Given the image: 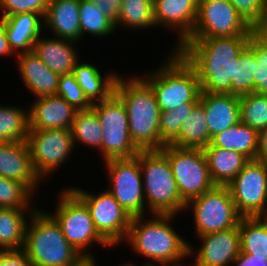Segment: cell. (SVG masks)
<instances>
[{
  "label": "cell",
  "mask_w": 267,
  "mask_h": 266,
  "mask_svg": "<svg viewBox=\"0 0 267 266\" xmlns=\"http://www.w3.org/2000/svg\"><path fill=\"white\" fill-rule=\"evenodd\" d=\"M254 28L229 0H198V15L188 38L251 36Z\"/></svg>",
  "instance_id": "14"
},
{
  "label": "cell",
  "mask_w": 267,
  "mask_h": 266,
  "mask_svg": "<svg viewBox=\"0 0 267 266\" xmlns=\"http://www.w3.org/2000/svg\"><path fill=\"white\" fill-rule=\"evenodd\" d=\"M240 121L260 131L267 127V95L254 92L239 97Z\"/></svg>",
  "instance_id": "37"
},
{
  "label": "cell",
  "mask_w": 267,
  "mask_h": 266,
  "mask_svg": "<svg viewBox=\"0 0 267 266\" xmlns=\"http://www.w3.org/2000/svg\"><path fill=\"white\" fill-rule=\"evenodd\" d=\"M99 68L96 63L84 62L82 59L76 63L73 70L77 83L92 104L104 101L114 93L115 82L120 74L117 70L108 72Z\"/></svg>",
  "instance_id": "25"
},
{
  "label": "cell",
  "mask_w": 267,
  "mask_h": 266,
  "mask_svg": "<svg viewBox=\"0 0 267 266\" xmlns=\"http://www.w3.org/2000/svg\"><path fill=\"white\" fill-rule=\"evenodd\" d=\"M199 103L206 113L210 138L240 122L239 97L231 94L200 92Z\"/></svg>",
  "instance_id": "23"
},
{
  "label": "cell",
  "mask_w": 267,
  "mask_h": 266,
  "mask_svg": "<svg viewBox=\"0 0 267 266\" xmlns=\"http://www.w3.org/2000/svg\"><path fill=\"white\" fill-rule=\"evenodd\" d=\"M55 211L48 213L57 221L67 241L80 253H95L94 245L113 248L96 230L86 204L68 187L58 192ZM92 247V248H91Z\"/></svg>",
  "instance_id": "7"
},
{
  "label": "cell",
  "mask_w": 267,
  "mask_h": 266,
  "mask_svg": "<svg viewBox=\"0 0 267 266\" xmlns=\"http://www.w3.org/2000/svg\"><path fill=\"white\" fill-rule=\"evenodd\" d=\"M81 43L84 37H94L102 40L117 33L115 24L93 5L90 0H80ZM89 36H86V35Z\"/></svg>",
  "instance_id": "34"
},
{
  "label": "cell",
  "mask_w": 267,
  "mask_h": 266,
  "mask_svg": "<svg viewBox=\"0 0 267 266\" xmlns=\"http://www.w3.org/2000/svg\"><path fill=\"white\" fill-rule=\"evenodd\" d=\"M177 217L170 214L132 217L123 244L126 242L125 246L128 244L133 254L146 259L142 266L187 265L189 240L174 228Z\"/></svg>",
  "instance_id": "2"
},
{
  "label": "cell",
  "mask_w": 267,
  "mask_h": 266,
  "mask_svg": "<svg viewBox=\"0 0 267 266\" xmlns=\"http://www.w3.org/2000/svg\"><path fill=\"white\" fill-rule=\"evenodd\" d=\"M5 33L15 55L33 51L34 43L44 33L43 17L25 12L4 18Z\"/></svg>",
  "instance_id": "24"
},
{
  "label": "cell",
  "mask_w": 267,
  "mask_h": 266,
  "mask_svg": "<svg viewBox=\"0 0 267 266\" xmlns=\"http://www.w3.org/2000/svg\"><path fill=\"white\" fill-rule=\"evenodd\" d=\"M233 266H267V259H259L252 255H240Z\"/></svg>",
  "instance_id": "48"
},
{
  "label": "cell",
  "mask_w": 267,
  "mask_h": 266,
  "mask_svg": "<svg viewBox=\"0 0 267 266\" xmlns=\"http://www.w3.org/2000/svg\"><path fill=\"white\" fill-rule=\"evenodd\" d=\"M211 144L214 147L229 151L235 150L249 160H256L258 131L240 121L225 131L216 134L211 139Z\"/></svg>",
  "instance_id": "27"
},
{
  "label": "cell",
  "mask_w": 267,
  "mask_h": 266,
  "mask_svg": "<svg viewBox=\"0 0 267 266\" xmlns=\"http://www.w3.org/2000/svg\"><path fill=\"white\" fill-rule=\"evenodd\" d=\"M124 74V75H123ZM119 74L114 94L123 102L128 114L129 134L139 150H161L160 107L150 85L138 74Z\"/></svg>",
  "instance_id": "3"
},
{
  "label": "cell",
  "mask_w": 267,
  "mask_h": 266,
  "mask_svg": "<svg viewBox=\"0 0 267 266\" xmlns=\"http://www.w3.org/2000/svg\"><path fill=\"white\" fill-rule=\"evenodd\" d=\"M139 165L146 201V215L181 216L186 203L181 199L170 162L165 154L161 150H140Z\"/></svg>",
  "instance_id": "6"
},
{
  "label": "cell",
  "mask_w": 267,
  "mask_h": 266,
  "mask_svg": "<svg viewBox=\"0 0 267 266\" xmlns=\"http://www.w3.org/2000/svg\"><path fill=\"white\" fill-rule=\"evenodd\" d=\"M14 63L20 81L34 98L56 95L60 75L52 72L33 51L16 55Z\"/></svg>",
  "instance_id": "20"
},
{
  "label": "cell",
  "mask_w": 267,
  "mask_h": 266,
  "mask_svg": "<svg viewBox=\"0 0 267 266\" xmlns=\"http://www.w3.org/2000/svg\"><path fill=\"white\" fill-rule=\"evenodd\" d=\"M17 105L0 104V142L27 141L29 108Z\"/></svg>",
  "instance_id": "33"
},
{
  "label": "cell",
  "mask_w": 267,
  "mask_h": 266,
  "mask_svg": "<svg viewBox=\"0 0 267 266\" xmlns=\"http://www.w3.org/2000/svg\"><path fill=\"white\" fill-rule=\"evenodd\" d=\"M49 0H0V16L33 12L45 17Z\"/></svg>",
  "instance_id": "42"
},
{
  "label": "cell",
  "mask_w": 267,
  "mask_h": 266,
  "mask_svg": "<svg viewBox=\"0 0 267 266\" xmlns=\"http://www.w3.org/2000/svg\"><path fill=\"white\" fill-rule=\"evenodd\" d=\"M164 57L152 70L138 71L152 88L160 110H174L183 103H199L201 89L195 70L177 51Z\"/></svg>",
  "instance_id": "4"
},
{
  "label": "cell",
  "mask_w": 267,
  "mask_h": 266,
  "mask_svg": "<svg viewBox=\"0 0 267 266\" xmlns=\"http://www.w3.org/2000/svg\"><path fill=\"white\" fill-rule=\"evenodd\" d=\"M153 7V0H123L115 24L116 30L119 31L120 28L127 29V32L153 30L156 28Z\"/></svg>",
  "instance_id": "29"
},
{
  "label": "cell",
  "mask_w": 267,
  "mask_h": 266,
  "mask_svg": "<svg viewBox=\"0 0 267 266\" xmlns=\"http://www.w3.org/2000/svg\"><path fill=\"white\" fill-rule=\"evenodd\" d=\"M239 234L240 255L267 259V222L262 217H242Z\"/></svg>",
  "instance_id": "32"
},
{
  "label": "cell",
  "mask_w": 267,
  "mask_h": 266,
  "mask_svg": "<svg viewBox=\"0 0 267 266\" xmlns=\"http://www.w3.org/2000/svg\"><path fill=\"white\" fill-rule=\"evenodd\" d=\"M35 209L1 208L0 250L22 249L28 220Z\"/></svg>",
  "instance_id": "28"
},
{
  "label": "cell",
  "mask_w": 267,
  "mask_h": 266,
  "mask_svg": "<svg viewBox=\"0 0 267 266\" xmlns=\"http://www.w3.org/2000/svg\"><path fill=\"white\" fill-rule=\"evenodd\" d=\"M103 129L100 160L134 158L139 149L129 134L128 114L123 102L113 93L108 99L92 104Z\"/></svg>",
  "instance_id": "9"
},
{
  "label": "cell",
  "mask_w": 267,
  "mask_h": 266,
  "mask_svg": "<svg viewBox=\"0 0 267 266\" xmlns=\"http://www.w3.org/2000/svg\"><path fill=\"white\" fill-rule=\"evenodd\" d=\"M35 198L36 196L24 184L0 177L1 208L36 209Z\"/></svg>",
  "instance_id": "38"
},
{
  "label": "cell",
  "mask_w": 267,
  "mask_h": 266,
  "mask_svg": "<svg viewBox=\"0 0 267 266\" xmlns=\"http://www.w3.org/2000/svg\"><path fill=\"white\" fill-rule=\"evenodd\" d=\"M153 6L156 28L162 27L172 35L176 34L175 44L172 43L169 52L176 51L192 34L198 15V0H153Z\"/></svg>",
  "instance_id": "17"
},
{
  "label": "cell",
  "mask_w": 267,
  "mask_h": 266,
  "mask_svg": "<svg viewBox=\"0 0 267 266\" xmlns=\"http://www.w3.org/2000/svg\"><path fill=\"white\" fill-rule=\"evenodd\" d=\"M255 64H258L255 49L248 43L235 60V79L232 80L231 95L240 97L253 92Z\"/></svg>",
  "instance_id": "35"
},
{
  "label": "cell",
  "mask_w": 267,
  "mask_h": 266,
  "mask_svg": "<svg viewBox=\"0 0 267 266\" xmlns=\"http://www.w3.org/2000/svg\"><path fill=\"white\" fill-rule=\"evenodd\" d=\"M210 143L206 113L203 106L198 103L183 122L178 137L170 145L204 149Z\"/></svg>",
  "instance_id": "30"
},
{
  "label": "cell",
  "mask_w": 267,
  "mask_h": 266,
  "mask_svg": "<svg viewBox=\"0 0 267 266\" xmlns=\"http://www.w3.org/2000/svg\"><path fill=\"white\" fill-rule=\"evenodd\" d=\"M107 174V190L131 216L146 215L139 153L134 158L108 159L103 161Z\"/></svg>",
  "instance_id": "13"
},
{
  "label": "cell",
  "mask_w": 267,
  "mask_h": 266,
  "mask_svg": "<svg viewBox=\"0 0 267 266\" xmlns=\"http://www.w3.org/2000/svg\"><path fill=\"white\" fill-rule=\"evenodd\" d=\"M26 142L34 170L44 183L76 154L70 129L29 130Z\"/></svg>",
  "instance_id": "10"
},
{
  "label": "cell",
  "mask_w": 267,
  "mask_h": 266,
  "mask_svg": "<svg viewBox=\"0 0 267 266\" xmlns=\"http://www.w3.org/2000/svg\"><path fill=\"white\" fill-rule=\"evenodd\" d=\"M80 0H49L44 21V30L54 37L81 44Z\"/></svg>",
  "instance_id": "22"
},
{
  "label": "cell",
  "mask_w": 267,
  "mask_h": 266,
  "mask_svg": "<svg viewBox=\"0 0 267 266\" xmlns=\"http://www.w3.org/2000/svg\"><path fill=\"white\" fill-rule=\"evenodd\" d=\"M56 95L61 96L77 110H87L92 107V103L85 96L73 73L60 75Z\"/></svg>",
  "instance_id": "40"
},
{
  "label": "cell",
  "mask_w": 267,
  "mask_h": 266,
  "mask_svg": "<svg viewBox=\"0 0 267 266\" xmlns=\"http://www.w3.org/2000/svg\"><path fill=\"white\" fill-rule=\"evenodd\" d=\"M256 160L267 162V127L258 131Z\"/></svg>",
  "instance_id": "46"
},
{
  "label": "cell",
  "mask_w": 267,
  "mask_h": 266,
  "mask_svg": "<svg viewBox=\"0 0 267 266\" xmlns=\"http://www.w3.org/2000/svg\"><path fill=\"white\" fill-rule=\"evenodd\" d=\"M68 186L88 207L98 233L114 248L125 241L132 217L116 201L112 194L103 188L100 192Z\"/></svg>",
  "instance_id": "11"
},
{
  "label": "cell",
  "mask_w": 267,
  "mask_h": 266,
  "mask_svg": "<svg viewBox=\"0 0 267 266\" xmlns=\"http://www.w3.org/2000/svg\"><path fill=\"white\" fill-rule=\"evenodd\" d=\"M37 206L28 220L23 247L31 266H67L80 252L67 241L48 211Z\"/></svg>",
  "instance_id": "5"
},
{
  "label": "cell",
  "mask_w": 267,
  "mask_h": 266,
  "mask_svg": "<svg viewBox=\"0 0 267 266\" xmlns=\"http://www.w3.org/2000/svg\"><path fill=\"white\" fill-rule=\"evenodd\" d=\"M0 266H31V261L23 248L0 250Z\"/></svg>",
  "instance_id": "43"
},
{
  "label": "cell",
  "mask_w": 267,
  "mask_h": 266,
  "mask_svg": "<svg viewBox=\"0 0 267 266\" xmlns=\"http://www.w3.org/2000/svg\"><path fill=\"white\" fill-rule=\"evenodd\" d=\"M114 266H137V262H135L134 260H130V261L128 260V261L122 262V264L120 263L119 265H114Z\"/></svg>",
  "instance_id": "49"
},
{
  "label": "cell",
  "mask_w": 267,
  "mask_h": 266,
  "mask_svg": "<svg viewBox=\"0 0 267 266\" xmlns=\"http://www.w3.org/2000/svg\"><path fill=\"white\" fill-rule=\"evenodd\" d=\"M194 238L199 247L189 242V266H232L240 256L239 225Z\"/></svg>",
  "instance_id": "16"
},
{
  "label": "cell",
  "mask_w": 267,
  "mask_h": 266,
  "mask_svg": "<svg viewBox=\"0 0 267 266\" xmlns=\"http://www.w3.org/2000/svg\"><path fill=\"white\" fill-rule=\"evenodd\" d=\"M70 130L76 149H78L77 147L85 145L84 147L86 150L90 148L94 149L100 157L103 129L96 112L92 108L78 110ZM78 144L81 145L79 146Z\"/></svg>",
  "instance_id": "31"
},
{
  "label": "cell",
  "mask_w": 267,
  "mask_h": 266,
  "mask_svg": "<svg viewBox=\"0 0 267 266\" xmlns=\"http://www.w3.org/2000/svg\"><path fill=\"white\" fill-rule=\"evenodd\" d=\"M30 103L29 130L70 129L78 111L58 95L34 98Z\"/></svg>",
  "instance_id": "19"
},
{
  "label": "cell",
  "mask_w": 267,
  "mask_h": 266,
  "mask_svg": "<svg viewBox=\"0 0 267 266\" xmlns=\"http://www.w3.org/2000/svg\"><path fill=\"white\" fill-rule=\"evenodd\" d=\"M95 253H80L71 263L67 266H99L98 258ZM97 259V260H96Z\"/></svg>",
  "instance_id": "47"
},
{
  "label": "cell",
  "mask_w": 267,
  "mask_h": 266,
  "mask_svg": "<svg viewBox=\"0 0 267 266\" xmlns=\"http://www.w3.org/2000/svg\"><path fill=\"white\" fill-rule=\"evenodd\" d=\"M262 218L267 222V215L262 216Z\"/></svg>",
  "instance_id": "50"
},
{
  "label": "cell",
  "mask_w": 267,
  "mask_h": 266,
  "mask_svg": "<svg viewBox=\"0 0 267 266\" xmlns=\"http://www.w3.org/2000/svg\"><path fill=\"white\" fill-rule=\"evenodd\" d=\"M254 29L267 28V0H229Z\"/></svg>",
  "instance_id": "41"
},
{
  "label": "cell",
  "mask_w": 267,
  "mask_h": 266,
  "mask_svg": "<svg viewBox=\"0 0 267 266\" xmlns=\"http://www.w3.org/2000/svg\"><path fill=\"white\" fill-rule=\"evenodd\" d=\"M250 37L187 38L176 51L195 70L201 92L231 94L235 60Z\"/></svg>",
  "instance_id": "1"
},
{
  "label": "cell",
  "mask_w": 267,
  "mask_h": 266,
  "mask_svg": "<svg viewBox=\"0 0 267 266\" xmlns=\"http://www.w3.org/2000/svg\"><path fill=\"white\" fill-rule=\"evenodd\" d=\"M101 11V14L110 19L114 24L118 21L119 11L123 0H90Z\"/></svg>",
  "instance_id": "44"
},
{
  "label": "cell",
  "mask_w": 267,
  "mask_h": 266,
  "mask_svg": "<svg viewBox=\"0 0 267 266\" xmlns=\"http://www.w3.org/2000/svg\"><path fill=\"white\" fill-rule=\"evenodd\" d=\"M197 104L183 103L174 110L160 112V138L166 145L178 137L183 122Z\"/></svg>",
  "instance_id": "39"
},
{
  "label": "cell",
  "mask_w": 267,
  "mask_h": 266,
  "mask_svg": "<svg viewBox=\"0 0 267 266\" xmlns=\"http://www.w3.org/2000/svg\"><path fill=\"white\" fill-rule=\"evenodd\" d=\"M255 49L253 92L267 95V28L254 29L248 42Z\"/></svg>",
  "instance_id": "36"
},
{
  "label": "cell",
  "mask_w": 267,
  "mask_h": 266,
  "mask_svg": "<svg viewBox=\"0 0 267 266\" xmlns=\"http://www.w3.org/2000/svg\"><path fill=\"white\" fill-rule=\"evenodd\" d=\"M0 177L24 184L36 197L41 195L44 184L34 170L26 141L0 142Z\"/></svg>",
  "instance_id": "18"
},
{
  "label": "cell",
  "mask_w": 267,
  "mask_h": 266,
  "mask_svg": "<svg viewBox=\"0 0 267 266\" xmlns=\"http://www.w3.org/2000/svg\"><path fill=\"white\" fill-rule=\"evenodd\" d=\"M242 217L267 215V162L250 160L227 185Z\"/></svg>",
  "instance_id": "15"
},
{
  "label": "cell",
  "mask_w": 267,
  "mask_h": 266,
  "mask_svg": "<svg viewBox=\"0 0 267 266\" xmlns=\"http://www.w3.org/2000/svg\"><path fill=\"white\" fill-rule=\"evenodd\" d=\"M5 57H13L15 61L16 55L13 53L12 49L10 48L9 41L7 40L4 18L0 16V58Z\"/></svg>",
  "instance_id": "45"
},
{
  "label": "cell",
  "mask_w": 267,
  "mask_h": 266,
  "mask_svg": "<svg viewBox=\"0 0 267 266\" xmlns=\"http://www.w3.org/2000/svg\"><path fill=\"white\" fill-rule=\"evenodd\" d=\"M210 178L215 185L227 186L250 161L235 150L214 147L211 143L203 149Z\"/></svg>",
  "instance_id": "26"
},
{
  "label": "cell",
  "mask_w": 267,
  "mask_h": 266,
  "mask_svg": "<svg viewBox=\"0 0 267 266\" xmlns=\"http://www.w3.org/2000/svg\"><path fill=\"white\" fill-rule=\"evenodd\" d=\"M161 151L170 162L181 199L185 203L215 186L210 178L203 149L181 148L169 144Z\"/></svg>",
  "instance_id": "12"
},
{
  "label": "cell",
  "mask_w": 267,
  "mask_h": 266,
  "mask_svg": "<svg viewBox=\"0 0 267 266\" xmlns=\"http://www.w3.org/2000/svg\"><path fill=\"white\" fill-rule=\"evenodd\" d=\"M44 34L45 31L34 43L33 52L52 72L59 75L73 73L81 58L78 42Z\"/></svg>",
  "instance_id": "21"
},
{
  "label": "cell",
  "mask_w": 267,
  "mask_h": 266,
  "mask_svg": "<svg viewBox=\"0 0 267 266\" xmlns=\"http://www.w3.org/2000/svg\"><path fill=\"white\" fill-rule=\"evenodd\" d=\"M184 212L186 217L189 216L187 212L192 214L195 236L236 227L242 218L228 187L220 185L187 202Z\"/></svg>",
  "instance_id": "8"
}]
</instances>
